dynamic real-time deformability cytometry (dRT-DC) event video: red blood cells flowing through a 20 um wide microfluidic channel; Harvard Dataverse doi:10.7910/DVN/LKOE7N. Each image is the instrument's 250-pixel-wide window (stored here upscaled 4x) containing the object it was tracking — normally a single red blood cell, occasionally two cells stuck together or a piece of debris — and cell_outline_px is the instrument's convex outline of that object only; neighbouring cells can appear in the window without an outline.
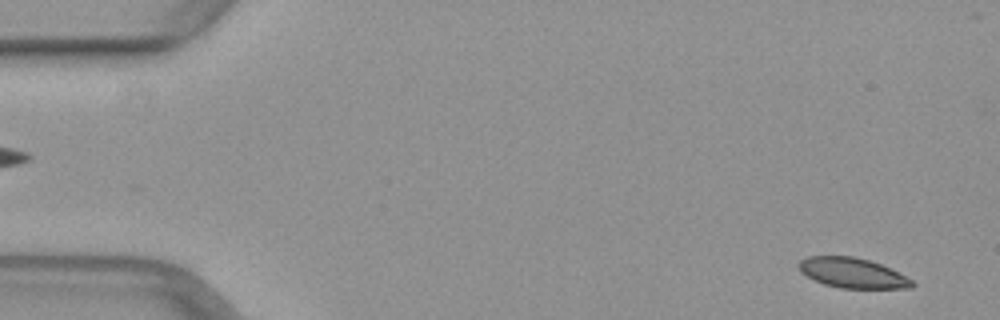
{"species": "common noctule bat (a hibernating species)", "species_latin": "Nyctalus noctula", "temperature_condition": "warm", "stored_images_in_passage": 51, "camera_frame_rate_fps": 3000, "um_per_image_px": 0.085, "animal": {"sex": "female", "body_mass_g": 29.2, "forearm_length_mm": 56.3}, "frame": {"image": 1, "passage_image": 2, "time_ms": 0.333, "image_size_px": [1000, 320], "cell_outline_px": [[916, 284], [912, 288], [840, 288], [824, 284], [800, 272], [796, 264], [800, 260], [808, 256], [856, 256], [892, 268], [912, 280]], "centroid_in_image_um": [72.46, 23.19], "position_along_channel_um": 12.5, "area_um2": 19.94}}
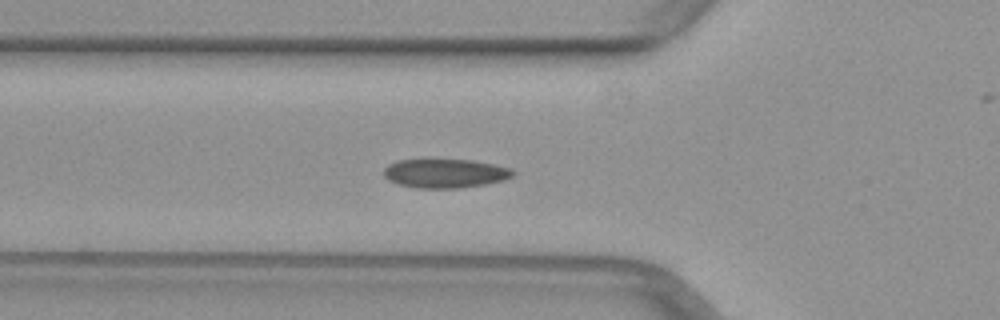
{"frame": {"image": 2, "passage_image": 17, "time_ms": 5.333, "image_size_px": [1000, 320], "cell_outline_px": [[516, 172], [512, 176], [504, 180], [484, 184], [460, 188], [416, 188], [400, 184], [388, 180], [384, 176], [384, 168], [388, 164], [396, 160], [476, 160], [512, 168]], "centroid_in_image_um": [37.85, 14.73], "position_along_channel_um": 87.9, "area_um2": 21.85}}
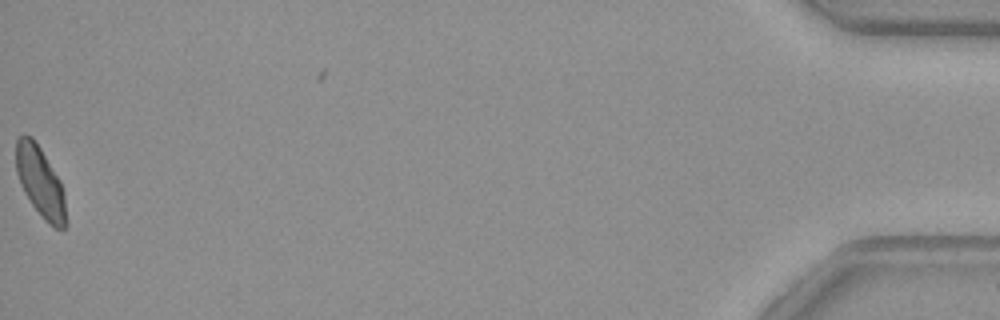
{"frame": {"image": 3, "passage_image": 50, "time_ms": 16.333, "image_size_px": [1000, 320], "cell_outline_px": [[68, 224], [64, 228], [56, 228], [44, 220], [32, 204], [24, 192], [20, 184], [16, 172], [16, 140], [24, 132], [32, 136], [40, 148], [60, 180], [64, 192]], "centroid_in_image_um": [3.43, 15.47], "position_along_channel_um": 431.8, "area_um2": 20.63}}